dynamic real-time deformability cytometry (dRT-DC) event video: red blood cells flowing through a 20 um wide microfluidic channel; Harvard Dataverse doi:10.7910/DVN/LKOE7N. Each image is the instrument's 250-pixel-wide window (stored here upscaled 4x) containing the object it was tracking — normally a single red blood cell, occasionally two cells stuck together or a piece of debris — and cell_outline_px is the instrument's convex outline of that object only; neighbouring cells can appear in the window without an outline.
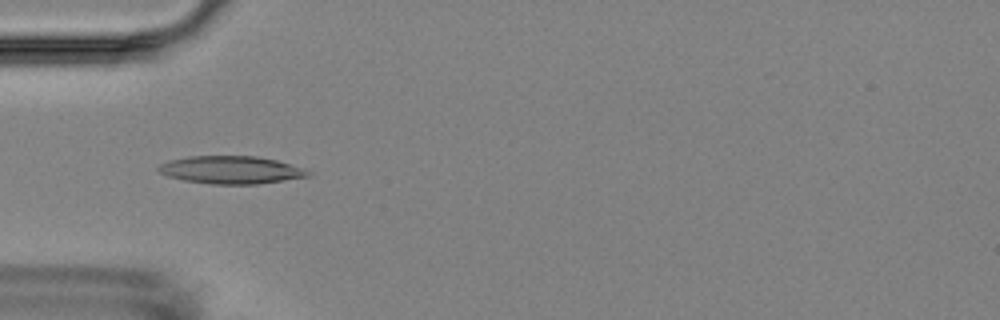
{"species": "Egyptian fruit bat (a non-hibernating species)", "species_latin": "Rousettus aegyptiacus", "temperature_condition": "room temperature", "stored_images_in_passage": 3, "camera_frame_rate_fps": 3000, "um_per_image_px": 0.085, "animal": {"sex": "female"}, "frame": {"image": 1, "passage_image": 1, "time_ms": 0.0, "image_size_px": [1000, 320], "cell_outline_px": [[312, 172], [308, 176], [256, 184], [212, 184], [184, 180], [168, 176], [160, 172], [156, 168], [160, 164], [168, 160], [188, 156], [256, 156], [276, 160], [304, 168]], "centroid_in_image_um": [19.61, 14.43], "position_along_channel_um": 65.4, "area_um2": 24.04}}